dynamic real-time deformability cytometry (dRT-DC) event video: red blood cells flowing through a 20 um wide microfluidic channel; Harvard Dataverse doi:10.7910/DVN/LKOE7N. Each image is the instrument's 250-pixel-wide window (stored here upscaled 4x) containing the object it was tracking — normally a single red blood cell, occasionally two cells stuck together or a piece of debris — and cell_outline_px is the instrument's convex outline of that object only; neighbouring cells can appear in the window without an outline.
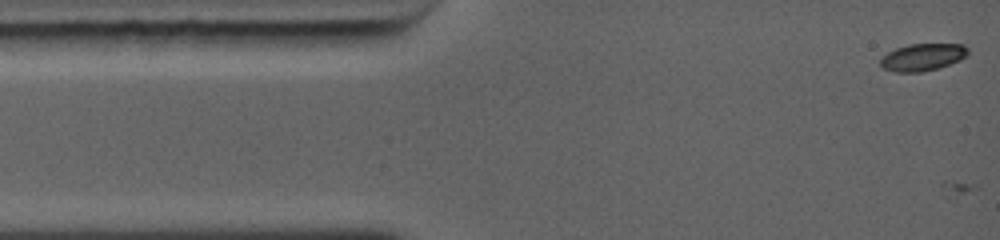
{"species": "common noctule bat (a hibernating species)", "species_latin": "Nyctalus noctula", "temperature_condition": "warm", "stored_images_in_passage": 5, "camera_frame_rate_fps": 5000, "um_per_image_px": 0.085, "animal": {"sex": "female", "body_mass_g": 19.0, "forearm_length_mm": 56.7}, "frame": {"image": 1, "passage_image": 1, "time_ms": 0.0, "image_size_px": [1000, 240], "cell_outline_px": [[968, 52], [960, 60], [936, 68], [920, 72], [896, 72], [884, 68], [880, 64], [880, 60], [888, 52], [896, 48], [908, 44], [964, 44], [968, 48]], "centroid_in_image_um": [78.41, 4.84], "position_along_channel_um": 6.6, "area_um2": 13.64}}